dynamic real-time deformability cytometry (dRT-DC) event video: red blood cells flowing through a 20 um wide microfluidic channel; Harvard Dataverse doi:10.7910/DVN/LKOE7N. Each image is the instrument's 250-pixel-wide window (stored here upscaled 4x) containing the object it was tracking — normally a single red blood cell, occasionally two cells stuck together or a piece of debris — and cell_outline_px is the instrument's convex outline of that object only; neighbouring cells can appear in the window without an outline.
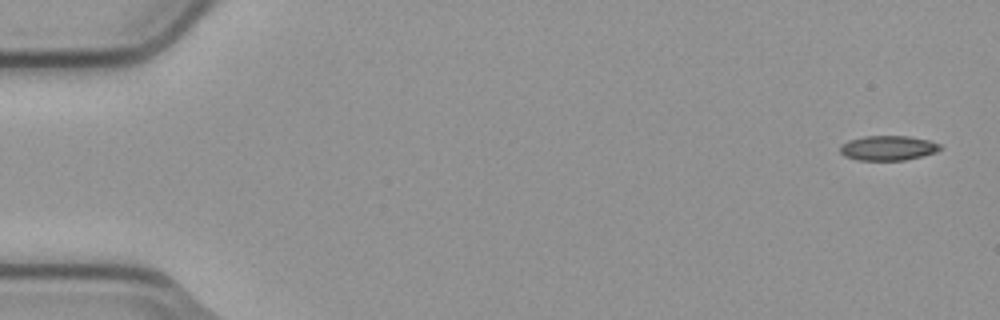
{"species": "common noctule bat (a hibernating species)", "species_latin": "Nyctalus noctula", "temperature_condition": "cold", "stored_images_in_passage": 5, "camera_frame_rate_fps": 3000, "um_per_image_px": 0.085, "animal": {"sex": "male", "body_mass_g": 23.1, "forearm_length_mm": 52.7}, "frame": {"image": 1, "passage_image": 1, "time_ms": 0.0, "image_size_px": [1000, 320], "cell_outline_px": [[944, 148], [936, 152], [904, 160], [860, 160], [844, 156], [840, 152], [840, 144], [848, 140], [864, 136], [908, 136], [928, 140], [940, 144]], "centroid_in_image_um": [75.47, 12.57], "position_along_channel_um": 9.5, "area_um2": 14.45}}
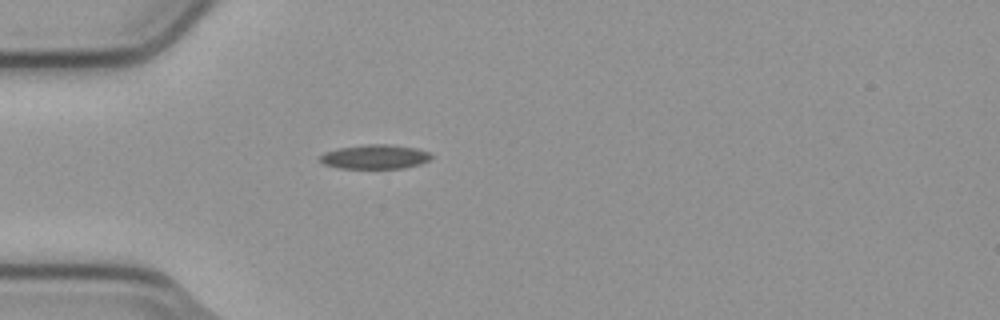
{"frame": {"image": 2, "passage_image": 5, "time_ms": 1.333, "image_size_px": [1000, 320], "cell_outline_px": [[432, 156], [428, 160], [420, 164], [404, 168], [340, 168], [324, 164], [320, 160], [320, 156], [324, 152], [340, 148], [368, 144], [388, 144], [416, 148], [428, 152]], "centroid_in_image_um": [31.87, 13.32], "position_along_channel_um": 53.1, "area_um2": 15.55}}